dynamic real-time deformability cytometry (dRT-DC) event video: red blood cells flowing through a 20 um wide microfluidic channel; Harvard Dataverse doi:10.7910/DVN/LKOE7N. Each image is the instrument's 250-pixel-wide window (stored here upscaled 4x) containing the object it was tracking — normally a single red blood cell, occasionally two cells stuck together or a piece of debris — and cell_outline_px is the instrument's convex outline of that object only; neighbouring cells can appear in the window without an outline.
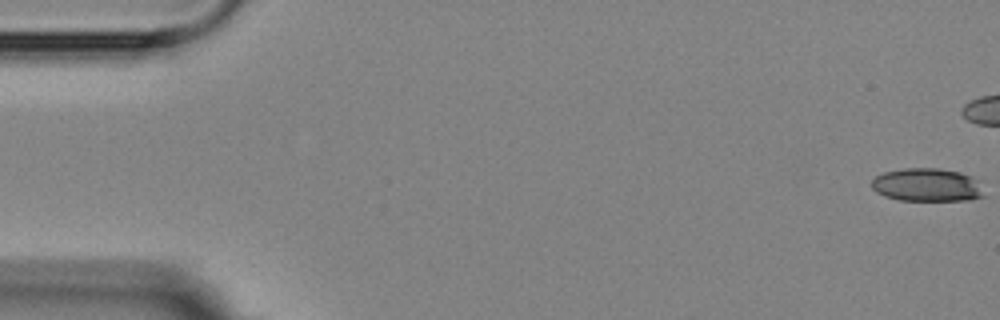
{"species": "Egyptian fruit bat (a non-hibernating species)", "species_latin": "Rousettus aegyptiacus", "temperature_condition": "room temperature", "stored_images_in_passage": 7, "camera_frame_rate_fps": 3000, "um_per_image_px": 0.085, "animal": {"sex": "female"}, "frame": {"image": 1, "passage_image": 1, "time_ms": 0.0, "image_size_px": [1000, 320], "cell_outline_px": [[984, 196], [968, 200], [900, 200], [884, 196], [876, 192], [872, 188], [872, 180], [876, 176], [884, 172], [904, 168], [940, 168], [960, 172], [976, 180]], "centroid_in_image_um": [78.75, 15.71], "position_along_channel_um": 6.3, "area_um2": 21.5}}
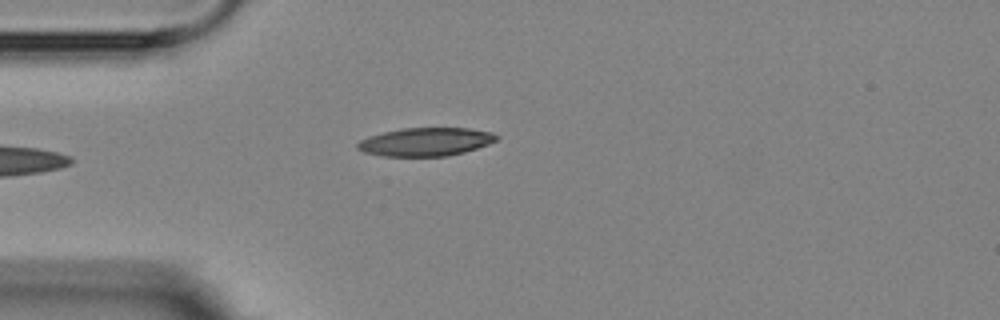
{"frame": {"image": 2, "passage_image": 6, "time_ms": 6.0, "image_size_px": [1000, 320], "cell_outline_px": [[500, 136], [496, 140], [488, 144], [464, 152], [448, 156], [380, 156], [364, 152], [356, 148], [356, 144], [360, 140], [368, 136], [400, 128], [468, 128], [492, 132]], "centroid_in_image_um": [36.16, 12.05], "position_along_channel_um": 48.8, "area_um2": 23.0}}